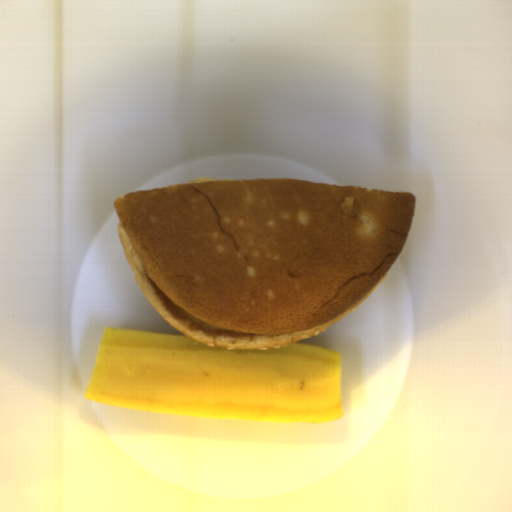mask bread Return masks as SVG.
I'll return each instance as SVG.
<instances>
[{"instance_id": "1", "label": "bread", "mask_w": 512, "mask_h": 512, "mask_svg": "<svg viewBox=\"0 0 512 512\" xmlns=\"http://www.w3.org/2000/svg\"><path fill=\"white\" fill-rule=\"evenodd\" d=\"M417 198L288 178L197 179L116 197L146 300L215 349L259 350L359 308L403 251Z\"/></svg>"}]
</instances>
